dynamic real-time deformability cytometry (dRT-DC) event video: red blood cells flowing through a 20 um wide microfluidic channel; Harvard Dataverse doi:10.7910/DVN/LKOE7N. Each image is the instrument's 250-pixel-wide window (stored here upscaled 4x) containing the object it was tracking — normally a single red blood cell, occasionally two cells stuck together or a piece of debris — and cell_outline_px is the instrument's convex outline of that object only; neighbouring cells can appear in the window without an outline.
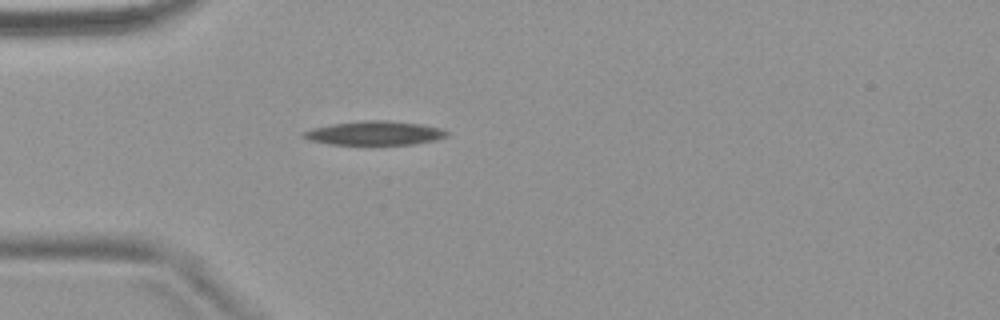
{"species": "common noctule bat (a hibernating species)", "species_latin": "Nyctalus noctula", "temperature_condition": "warm", "stored_images_in_passage": 4, "camera_frame_rate_fps": 3000, "um_per_image_px": 0.085, "animal": {"sex": "female", "body_mass_g": 18.4}, "frame": {"image": 1, "passage_image": 4, "time_ms": 3.333, "image_size_px": [1000, 320], "cell_outline_px": [[448, 136], [436, 140], [412, 144], [332, 144], [308, 140], [300, 136], [300, 132], [312, 128], [332, 124], [364, 120], [388, 120], [420, 124], [440, 128], [448, 132]], "centroid_in_image_um": [31.8, 11.31], "position_along_channel_um": 53.2, "area_um2": 20.0}}